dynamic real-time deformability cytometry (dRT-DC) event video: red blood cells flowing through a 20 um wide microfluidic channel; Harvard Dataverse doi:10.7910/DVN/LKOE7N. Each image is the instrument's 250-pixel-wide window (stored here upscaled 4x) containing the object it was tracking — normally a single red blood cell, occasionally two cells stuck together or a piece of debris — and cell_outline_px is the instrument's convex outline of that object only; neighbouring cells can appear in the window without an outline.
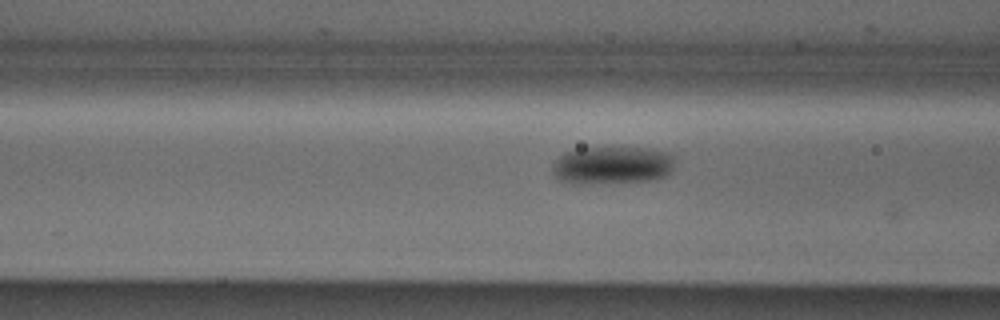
{"species": "Egyptian fruit bat (a non-hibernating species)", "species_latin": "Rousettus aegyptiacus", "temperature_condition": "cold", "stored_images_in_passage": 13, "camera_frame_rate_fps": 3000, "um_per_image_px": 0.085, "animal": {"sex": "male"}, "frame": {"image": 1, "passage_image": 11, "time_ms": 3.333, "image_size_px": [1000, 320], "cell_outline_px": [[676, 160], [672, 172], [664, 176], [648, 180], [576, 184], [564, 180], [556, 176], [552, 172], [552, 164], [564, 152], [580, 148], [612, 144], [648, 148], [668, 152], [676, 156]], "centroid_in_image_um": [52.09, 13.97], "position_along_channel_um": 114.5, "area_um2": 27.86}}